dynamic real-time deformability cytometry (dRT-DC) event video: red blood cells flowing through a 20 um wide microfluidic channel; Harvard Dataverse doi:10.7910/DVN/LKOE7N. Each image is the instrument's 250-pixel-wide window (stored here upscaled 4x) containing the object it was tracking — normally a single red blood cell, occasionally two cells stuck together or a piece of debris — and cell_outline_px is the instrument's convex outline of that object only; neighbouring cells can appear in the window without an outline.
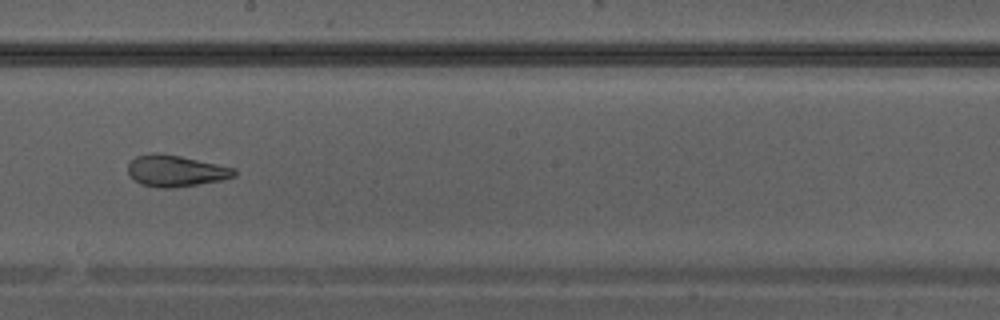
{"species": "Egyptian fruit bat (a non-hibernating species)", "species_latin": "Rousettus aegyptiacus", "temperature_condition": "warm", "stored_images_in_passage": 36, "camera_frame_rate_fps": 3000, "um_per_image_px": 0.085, "animal": {"sex": "male"}, "frame": {"image": 1, "passage_image": 21, "time_ms": 6.667, "image_size_px": [1000, 320], "cell_outline_px": [[236, 176], [224, 180], [172, 188], [160, 188], [140, 184], [128, 172], [128, 164], [136, 156], [156, 152], [180, 156], [236, 168]], "centroid_in_image_um": [14.96, 14.53], "position_along_channel_um": 233.2, "area_um2": 19.42}}